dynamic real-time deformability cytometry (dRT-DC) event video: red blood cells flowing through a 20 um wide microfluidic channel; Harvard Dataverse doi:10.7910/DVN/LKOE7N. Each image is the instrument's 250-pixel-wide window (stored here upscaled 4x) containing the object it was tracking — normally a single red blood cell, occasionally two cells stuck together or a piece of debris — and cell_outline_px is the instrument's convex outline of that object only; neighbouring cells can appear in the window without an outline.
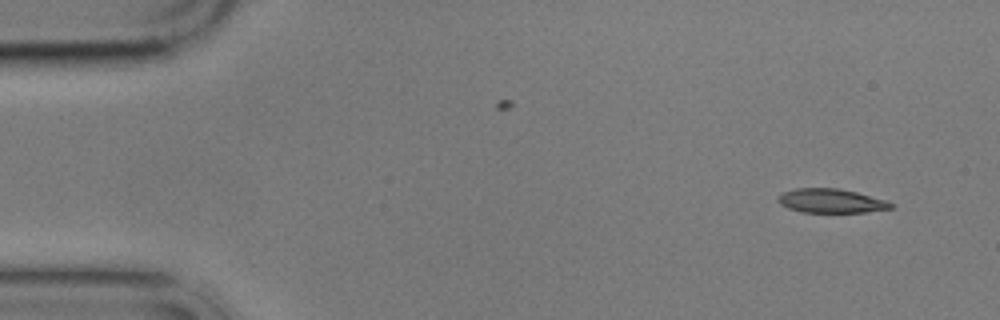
{"species": "common noctule bat (a hibernating species)", "species_latin": "Nyctalus noctula", "temperature_condition": "cold", "stored_images_in_passage": 12, "camera_frame_rate_fps": 3000, "um_per_image_px": 0.085, "animal": {"sex": "male", "body_mass_g": 17.9}, "frame": {"image": 1, "passage_image": 1, "time_ms": 0.0, "image_size_px": [1000, 320], "cell_outline_px": [[896, 204], [892, 208], [864, 212], [800, 212], [788, 208], [780, 204], [776, 200], [776, 196], [780, 192], [796, 188], [840, 188], [856, 192], [884, 200]], "centroid_in_image_um": [70.57, 17.06], "position_along_channel_um": 14.4, "area_um2": 15.95}}
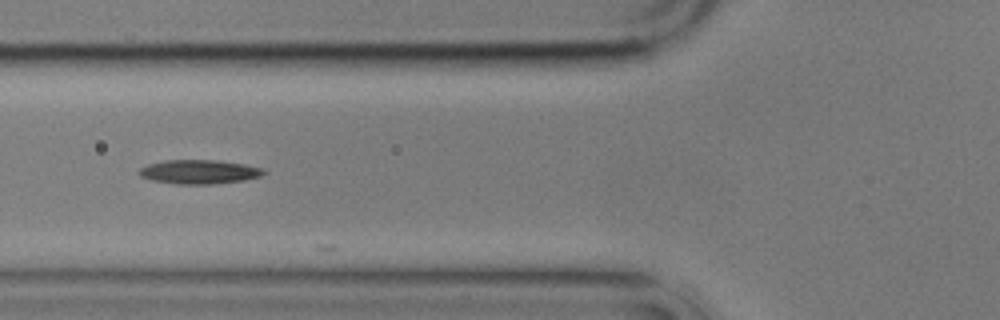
{"frame": {"image": 2, "passage_image": 5, "time_ms": 5.667, "image_size_px": [1000, 320], "cell_outline_px": [[268, 172], [260, 176], [244, 180], [212, 184], [176, 184], [152, 180], [140, 176], [136, 172], [140, 168], [148, 164], [164, 160], [216, 160], [244, 164], [260, 168]], "centroid_in_image_um": [16.89, 14.6], "position_along_channel_um": 108.9, "area_um2": 17.46}}
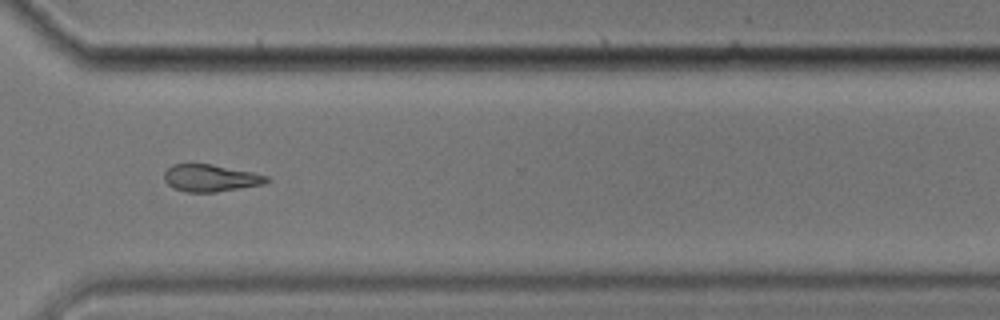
{"frame": {"image": 3, "passage_image": 11, "time_ms": 12.667, "image_size_px": [1000, 320], "cell_outline_px": [[272, 180], [264, 184], [216, 192], [188, 192], [172, 188], [164, 180], [164, 172], [172, 164], [212, 164], [252, 172], [268, 176]], "centroid_in_image_um": [17.9, 15.13], "position_along_channel_um": 352.7, "area_um2": 16.24}, "authors_computed_cell_mechanics": {"area_um2": 16.6753, "velocity_mm_per_s": 3.4828, "shape_relaxation_time_tau1_ms": 5.0095, "shape_relaxation_time_tau2_ms": 5.1675, "deformation_change_tau1": 0.1169, "deformation_change_tau2": 0.1329}}